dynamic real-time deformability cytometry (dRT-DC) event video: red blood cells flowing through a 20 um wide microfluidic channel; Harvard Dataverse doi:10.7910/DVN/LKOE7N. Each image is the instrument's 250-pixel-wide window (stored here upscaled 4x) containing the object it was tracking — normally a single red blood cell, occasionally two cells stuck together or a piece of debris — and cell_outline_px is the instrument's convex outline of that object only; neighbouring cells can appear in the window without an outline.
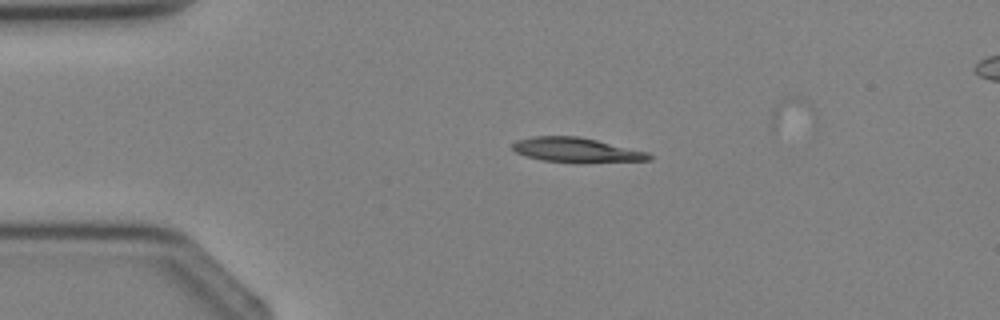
{"species": "Egyptian fruit bat (a non-hibernating species)", "species_latin": "Rousettus aegyptiacus", "temperature_condition": "cold", "stored_images_in_passage": 4, "camera_frame_rate_fps": 3000, "um_per_image_px": 0.085, "animal": {"sex": "female"}, "frame": {"image": 1, "passage_image": 2, "time_ms": 1.333, "image_size_px": [1000, 320], "cell_outline_px": [[652, 160], [544, 160], [528, 156], [516, 152], [512, 148], [512, 144], [516, 140], [532, 136], [580, 136], [648, 152], [652, 156]], "centroid_in_image_um": [48.93, 12.68], "position_along_channel_um": 36.1, "area_um2": 18.38}}